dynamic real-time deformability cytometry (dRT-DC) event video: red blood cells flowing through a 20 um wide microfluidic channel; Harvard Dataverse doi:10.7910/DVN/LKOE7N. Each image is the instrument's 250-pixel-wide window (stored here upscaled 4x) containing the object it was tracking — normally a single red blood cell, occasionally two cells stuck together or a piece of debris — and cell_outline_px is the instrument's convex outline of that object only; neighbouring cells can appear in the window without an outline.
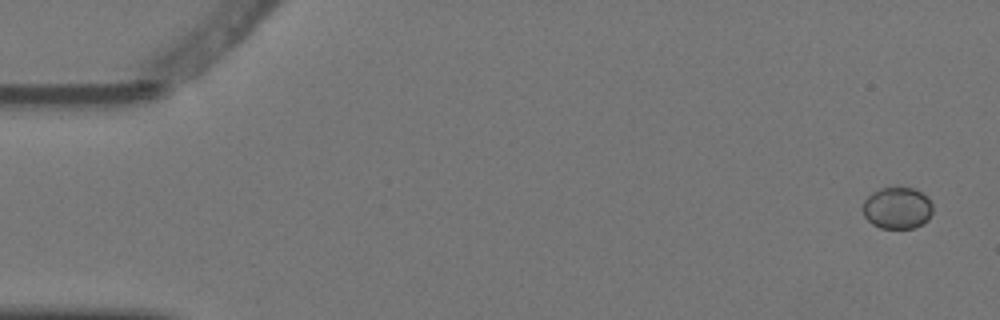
{"species": "Egyptian fruit bat (a non-hibernating species)", "species_latin": "Rousettus aegyptiacus", "temperature_condition": "warm", "stored_images_in_passage": 4, "camera_frame_rate_fps": 3000, "um_per_image_px": 0.085, "animal": {"sex": "female"}, "frame": {"image": 1, "passage_image": 1, "time_ms": 0.0, "image_size_px": [1000, 320], "cell_outline_px": [[932, 212], [928, 220], [912, 228], [880, 228], [872, 224], [864, 216], [864, 200], [872, 192], [880, 188], [916, 188], [932, 204]], "centroid_in_image_um": [76.25, 17.68], "position_along_channel_um": 8.7, "area_um2": 16.76}}
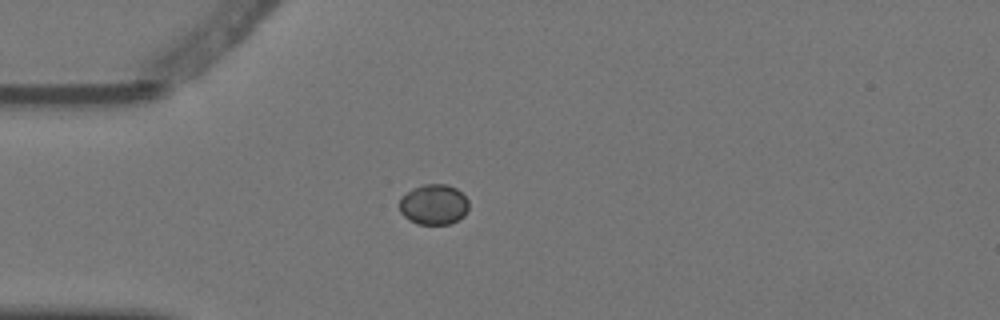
{"frame": {"image": 2, "passage_image": 4, "time_ms": 1.0, "image_size_px": [1000, 320], "cell_outline_px": [[468, 208], [464, 216], [448, 224], [416, 224], [408, 220], [400, 212], [400, 196], [412, 188], [424, 184], [448, 184], [456, 188], [468, 200]], "centroid_in_image_um": [36.84, 17.37], "position_along_channel_um": 48.2, "area_um2": 16.42}}